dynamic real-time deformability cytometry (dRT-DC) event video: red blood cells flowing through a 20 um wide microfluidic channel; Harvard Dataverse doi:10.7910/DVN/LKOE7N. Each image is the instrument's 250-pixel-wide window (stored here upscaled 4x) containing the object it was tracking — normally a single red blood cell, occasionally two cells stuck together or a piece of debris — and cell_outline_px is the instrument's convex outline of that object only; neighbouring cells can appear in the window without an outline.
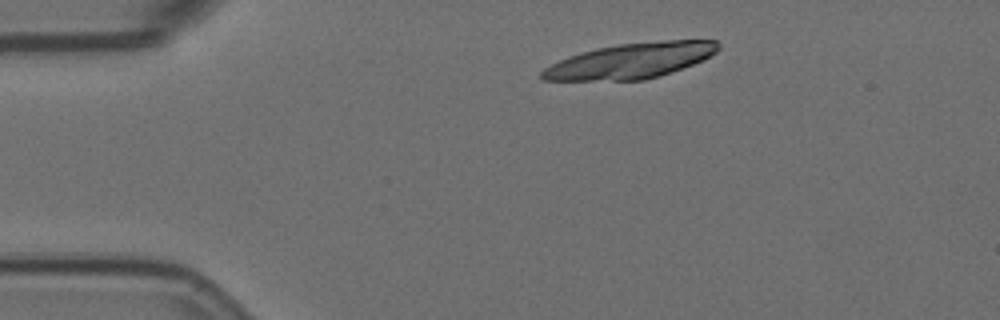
{"species": "Egyptian fruit bat (a non-hibernating species)", "species_latin": "Rousettus aegyptiacus", "temperature_condition": "room temperature", "stored_images_in_passage": 47, "camera_frame_rate_fps": 3000, "um_per_image_px": 0.085, "animal": {"sex": "female"}, "frame": {"image": 1, "passage_image": 1, "time_ms": 0.0, "image_size_px": [1000, 320], "cell_outline_px": [[720, 48], [716, 52], [704, 60], [660, 76], [644, 80], [540, 80], [540, 72], [544, 68], [568, 56], [580, 52], [596, 48], [620, 44], [664, 40], [716, 40], [720, 44]], "centroid_in_image_um": [53.62, 5.16], "position_along_channel_um": 31.4, "area_um2": 36.24}}
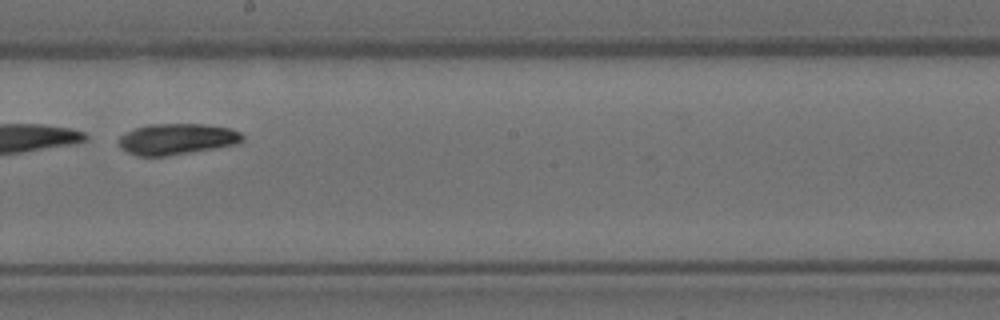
{"frame": {"image": 2, "passage_image": 23, "time_ms": 7.333, "image_size_px": [1000, 320], "cell_outline_px": [[244, 140], [236, 144], [164, 156], [136, 156], [120, 148], [116, 140], [120, 136], [136, 128], [148, 124], [204, 124], [232, 128], [240, 132], [244, 136]], "centroid_in_image_um": [15.01, 11.81], "position_along_channel_um": 233.2, "area_um2": 22.31}}
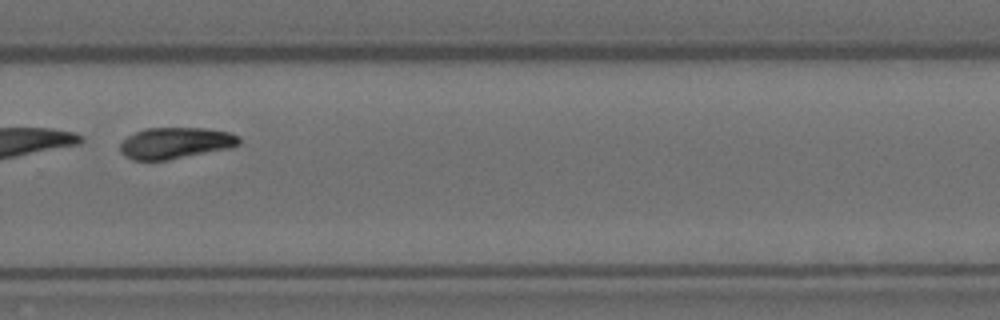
{"frame": {"image": 3, "passage_image": 30, "time_ms": 9.667, "image_size_px": [1000, 320], "cell_outline_px": [[240, 144], [232, 148], [168, 160], [132, 160], [124, 156], [120, 152], [120, 144], [128, 136], [144, 128], [204, 128], [228, 132], [240, 136]], "centroid_in_image_um": [14.93, 12.16], "position_along_channel_um": 314.9, "area_um2": 21.85}, "authors_computed_cell_mechanics": {"area_um2": 23.5246, "velocity_mm_per_s": 3.5126, "shape_relaxation_time_tau1_ms": 0.5706, "shape_relaxation_time_tau2_ms": null, "deformation_change_tau1": 0.2362, "deformation_change_tau2": null}}